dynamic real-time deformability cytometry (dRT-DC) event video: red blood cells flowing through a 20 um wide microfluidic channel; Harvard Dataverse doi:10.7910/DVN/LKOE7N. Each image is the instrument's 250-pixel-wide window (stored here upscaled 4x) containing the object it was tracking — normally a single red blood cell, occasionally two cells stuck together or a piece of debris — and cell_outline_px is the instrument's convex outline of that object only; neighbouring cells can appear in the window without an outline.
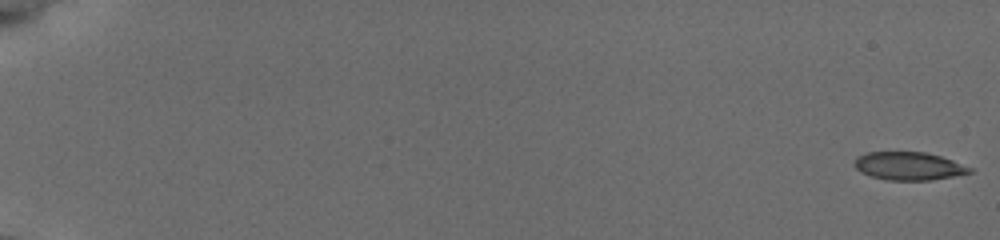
{"species": "common noctule bat (a hibernating species)", "species_latin": "Nyctalus noctula", "temperature_condition": "cold", "stored_images_in_passage": 56, "camera_frame_rate_fps": 3000, "um_per_image_px": 0.085, "animal": {"sex": "female", "body_mass_g": 19.5, "forearm_length_mm": 54.1}, "frame": {"image": 1, "passage_image": 1, "time_ms": 0.0, "image_size_px": [1000, 240], "cell_outline_px": [[972, 172], [932, 180], [888, 180], [872, 176], [860, 172], [852, 164], [852, 160], [856, 156], [868, 152], [924, 152], [940, 156], [952, 160], [972, 168]], "centroid_in_image_um": [77.18, 14.11], "position_along_channel_um": 7.8, "area_um2": 18.84}}
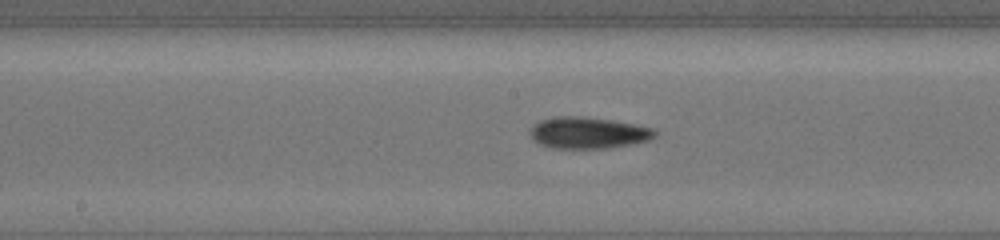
{"frame": {"image": 2, "passage_image": 32, "time_ms": 10.333, "image_size_px": [1000, 240], "cell_outline_px": [[656, 136], [648, 140], [632, 144], [608, 148], [552, 148], [540, 144], [532, 140], [528, 132], [532, 124], [540, 120], [556, 116], [584, 116], [612, 120], [652, 128], [656, 132]], "centroid_in_image_um": [49.92, 11.28], "position_along_channel_um": 198.3, "area_um2": 23.06}}
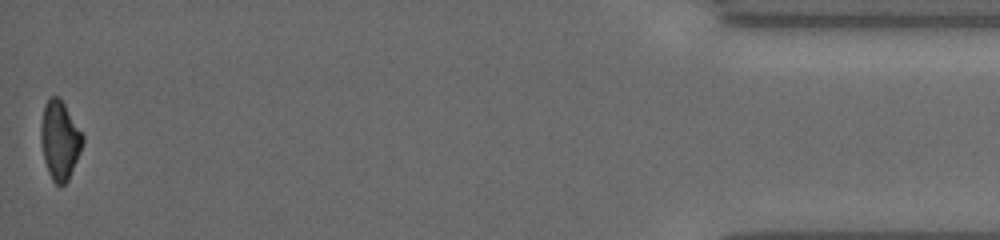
{"frame": {"image": 3, "passage_image": 56, "time_ms": 18.333, "image_size_px": [1000, 240], "cell_outline_px": [[84, 140], [80, 152], [68, 180], [60, 188], [52, 180], [48, 172], [44, 160], [40, 136], [40, 128], [44, 104], [48, 96], [60, 96], [84, 136]], "centroid_in_image_um": [5.07, 11.89], "position_along_channel_um": 430.1, "area_um2": 19.36}, "authors_computed_cell_mechanics": {"area_um2": 20.5479, "velocity_mm_per_s": 3.8465, "shape_relaxation_time_tau1_ms": 3.8412, "shape_relaxation_time_tau2_ms": null, "deformation_change_tau1": 0.1024, "deformation_change_tau2": null}}